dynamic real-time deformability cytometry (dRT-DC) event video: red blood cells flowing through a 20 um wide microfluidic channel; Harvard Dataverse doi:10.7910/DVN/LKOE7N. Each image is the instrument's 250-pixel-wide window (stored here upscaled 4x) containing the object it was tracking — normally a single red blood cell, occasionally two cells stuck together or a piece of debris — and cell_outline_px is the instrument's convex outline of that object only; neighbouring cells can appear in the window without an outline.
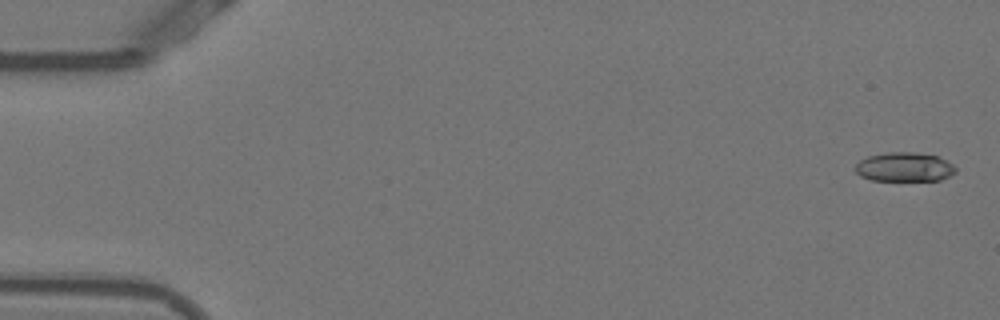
{"species": "Egyptian fruit bat (a non-hibernating species)", "species_latin": "Rousettus aegyptiacus", "temperature_condition": "warm", "stored_images_in_passage": 12, "camera_frame_rate_fps": 3000, "um_per_image_px": 0.085, "animal": {"sex": "female"}, "frame": {"image": 1, "passage_image": 2, "time_ms": 0.333, "image_size_px": [1000, 320], "cell_outline_px": [[956, 172], [940, 180], [872, 180], [860, 176], [856, 172], [856, 164], [860, 160], [868, 156], [888, 152], [916, 152], [936, 156], [952, 164], [956, 168]], "centroid_in_image_um": [76.86, 14.19], "position_along_channel_um": 8.1, "area_um2": 16.88}}